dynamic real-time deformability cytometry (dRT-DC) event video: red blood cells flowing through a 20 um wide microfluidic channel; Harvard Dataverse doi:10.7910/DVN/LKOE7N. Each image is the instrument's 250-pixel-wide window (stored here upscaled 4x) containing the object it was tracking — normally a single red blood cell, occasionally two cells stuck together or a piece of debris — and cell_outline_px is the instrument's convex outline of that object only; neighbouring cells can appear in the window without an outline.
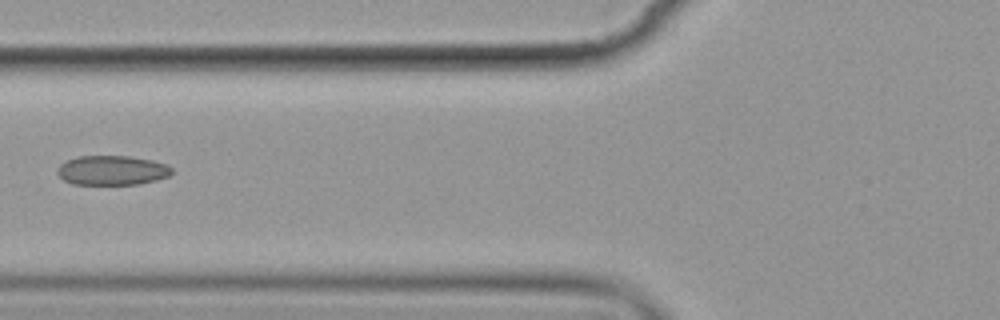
{"species": "common noctule bat (a hibernating species)", "species_latin": "Nyctalus noctula", "temperature_condition": "cold", "stored_images_in_passage": 15, "camera_frame_rate_fps": 3000, "um_per_image_px": 0.085, "animal": {"sex": "female", "body_mass_g": 19.9}, "frame": {"image": 1, "passage_image": 6, "time_ms": 7.0, "image_size_px": [1000, 320], "cell_outline_px": [[172, 172], [168, 176], [156, 180], [140, 184], [72, 184], [64, 180], [56, 172], [56, 168], [60, 164], [68, 160], [80, 156], [128, 156], [152, 160], [168, 164], [172, 168]], "centroid_in_image_um": [9.53, 14.48], "position_along_channel_um": 116.3, "area_um2": 19.71}}
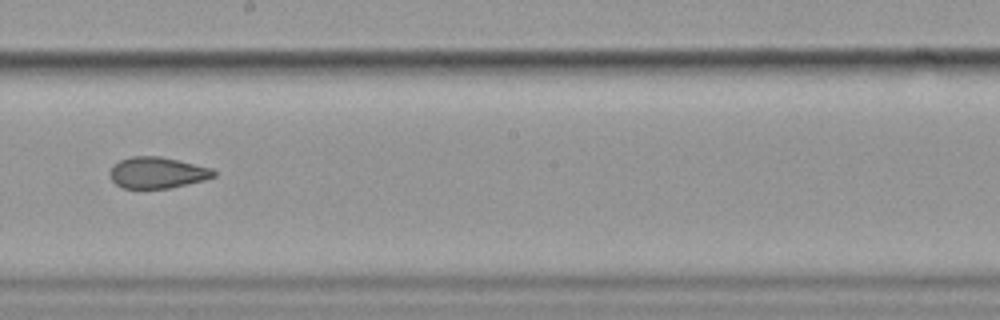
{"frame": {"image": 2, "passage_image": 9, "time_ms": 10.333, "image_size_px": [1000, 320], "cell_outline_px": [[216, 176], [204, 180], [168, 188], [124, 188], [116, 184], [108, 176], [108, 172], [112, 164], [120, 160], [132, 156], [160, 156], [212, 168], [216, 172]], "centroid_in_image_um": [13.33, 14.67], "position_along_channel_um": 234.9, "area_um2": 18.96}}
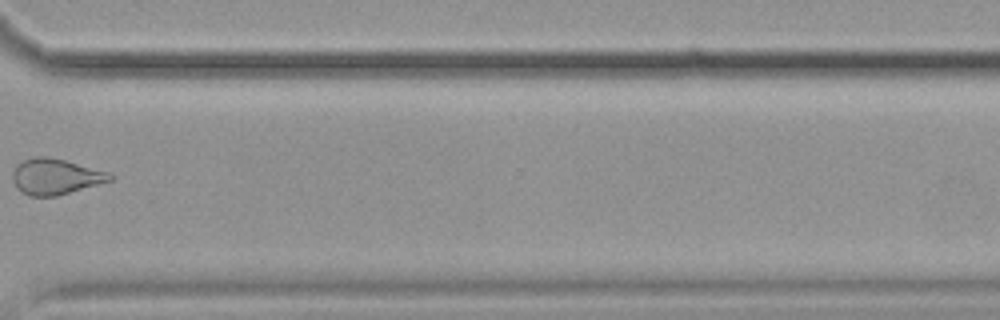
{"frame": {"image": 3, "passage_image": 12, "time_ms": 14.0, "image_size_px": [1000, 320], "cell_outline_px": [[116, 176], [112, 180], [56, 196], [28, 196], [20, 192], [16, 188], [12, 180], [12, 172], [16, 164], [32, 156], [44, 156], [64, 160], [108, 172]], "centroid_in_image_um": [4.66, 15.01], "position_along_channel_um": 365.9, "area_um2": 20.35}, "authors_computed_cell_mechanics": {"area_um2": 20.3456, "velocity_mm_per_s": 3.5495, "shape_relaxation_time_tau1_ms": 5.8186, "shape_relaxation_time_tau2_ms": 5.1612, "deformation_change_tau1": 0.1891, "deformation_change_tau2": 0.106}}